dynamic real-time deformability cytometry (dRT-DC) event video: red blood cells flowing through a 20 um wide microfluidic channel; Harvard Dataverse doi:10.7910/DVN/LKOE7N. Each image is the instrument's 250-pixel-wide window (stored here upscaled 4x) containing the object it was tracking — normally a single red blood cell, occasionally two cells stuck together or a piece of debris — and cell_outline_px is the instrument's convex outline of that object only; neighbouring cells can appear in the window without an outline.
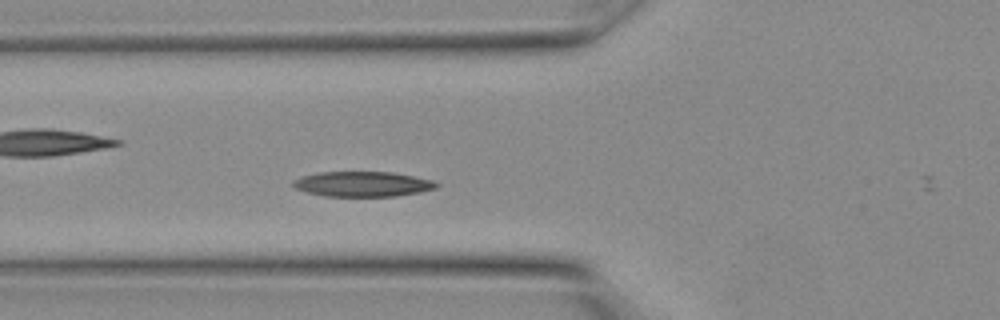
{"species": "Egyptian fruit bat (a non-hibernating species)", "species_latin": "Rousettus aegyptiacus", "temperature_condition": "warm", "stored_images_in_passage": 14, "camera_frame_rate_fps": 3000, "um_per_image_px": 0.085, "animal": {"sex": "female"}, "frame": {"image": 1, "passage_image": 5, "time_ms": 1.333, "image_size_px": [1000, 320], "cell_outline_px": [[440, 184], [436, 188], [420, 192], [396, 196], [324, 196], [308, 192], [296, 188], [292, 184], [292, 180], [300, 176], [316, 172], [392, 172], [432, 180]], "centroid_in_image_um": [30.8, 15.64], "position_along_channel_um": 95.0, "area_um2": 20.98}}
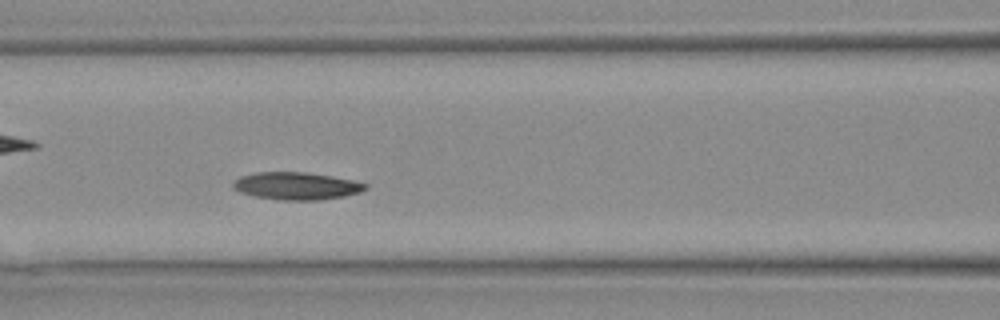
{"frame": {"image": 2, "passage_image": 7, "time_ms": 2.0, "image_size_px": [1000, 320], "cell_outline_px": [[368, 188], [360, 192], [344, 196], [320, 200], [280, 200], [256, 196], [240, 192], [232, 184], [240, 176], [256, 172], [304, 172], [332, 176], [352, 180], [368, 184]], "centroid_in_image_um": [25.23, 15.8], "position_along_channel_um": 141.4, "area_um2": 21.04}}